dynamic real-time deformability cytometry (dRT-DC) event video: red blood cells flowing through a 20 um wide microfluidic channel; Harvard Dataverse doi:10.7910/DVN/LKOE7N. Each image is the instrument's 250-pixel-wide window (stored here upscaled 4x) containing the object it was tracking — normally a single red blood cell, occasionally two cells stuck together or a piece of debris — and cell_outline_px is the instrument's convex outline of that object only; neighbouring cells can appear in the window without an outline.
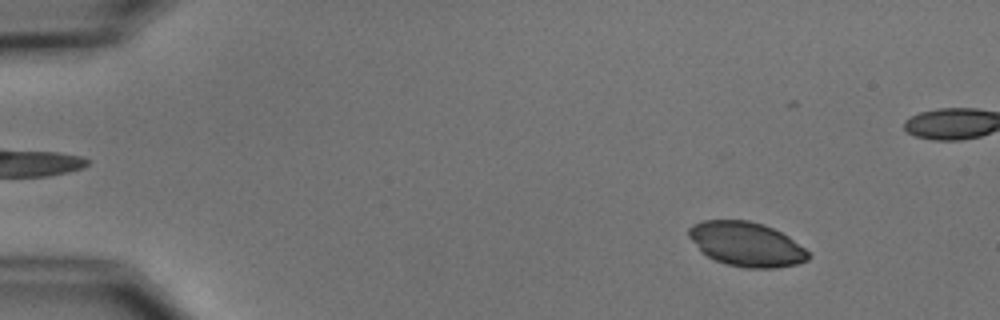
{"species": "common noctule bat (a hibernating species)", "species_latin": "Nyctalus noctula", "temperature_condition": "cold", "stored_images_in_passage": 5, "camera_frame_rate_fps": 3000, "um_per_image_px": 0.085, "animal": {"sex": "male", "body_mass_g": 15.6}, "frame": {"image": 1, "passage_image": 2, "time_ms": 1.0, "image_size_px": [1000, 320], "cell_outline_px": [[812, 256], [808, 260], [796, 264], [776, 268], [744, 268], [728, 264], [716, 260], [708, 256], [688, 236], [688, 228], [692, 224], [700, 220], [748, 220], [764, 224], [788, 236], [804, 248]], "centroid_in_image_um": [63.46, 20.74], "position_along_channel_um": 21.5, "area_um2": 30.75}}